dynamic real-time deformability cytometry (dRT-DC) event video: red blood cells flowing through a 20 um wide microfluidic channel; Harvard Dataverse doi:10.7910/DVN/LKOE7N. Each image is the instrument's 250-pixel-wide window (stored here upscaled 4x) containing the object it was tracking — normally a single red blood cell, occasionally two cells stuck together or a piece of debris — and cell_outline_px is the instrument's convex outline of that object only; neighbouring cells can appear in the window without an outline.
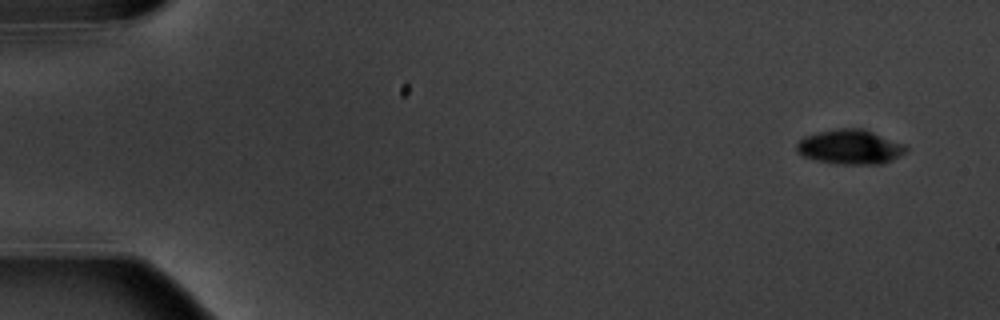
{"species": "common noctule bat (a hibernating species)", "species_latin": "Nyctalus noctula", "temperature_condition": "warm", "stored_images_in_passage": 5, "camera_frame_rate_fps": 3000, "um_per_image_px": 0.085, "animal": {"sex": "male", "body_mass_g": 20.1, "forearm_length_mm": 53.5}, "frame": {"image": 1, "passage_image": 1, "time_ms": 0.0, "image_size_px": [1000, 320], "cell_outline_px": [[908, 148], [904, 152], [892, 160], [884, 164], [836, 164], [812, 160], [796, 152], [796, 144], [804, 136], [820, 132], [840, 128], [864, 128], [904, 144]], "centroid_in_image_um": [72.24, 12.5], "position_along_channel_um": 12.8, "area_um2": 22.14}}
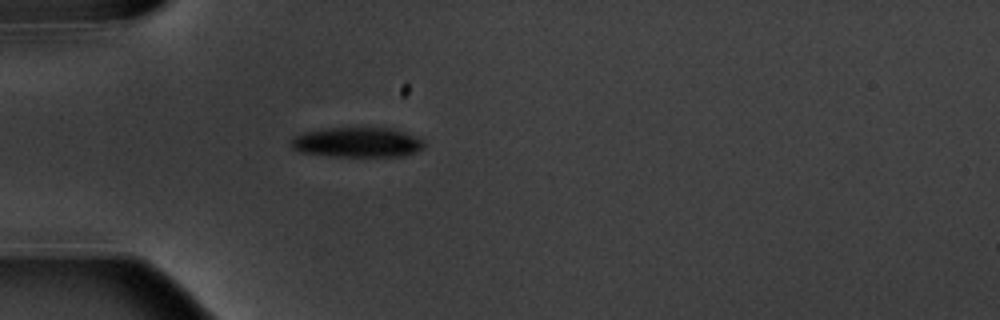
{"frame": {"image": 2, "passage_image": 5, "time_ms": 4.667, "image_size_px": [1000, 320], "cell_outline_px": [[428, 144], [424, 148], [416, 152], [404, 156], [328, 156], [300, 152], [292, 148], [288, 140], [304, 132], [332, 128], [392, 128], [416, 136], [424, 140]], "centroid_in_image_um": [30.4, 12.11], "position_along_channel_um": 54.6, "area_um2": 23.41}}